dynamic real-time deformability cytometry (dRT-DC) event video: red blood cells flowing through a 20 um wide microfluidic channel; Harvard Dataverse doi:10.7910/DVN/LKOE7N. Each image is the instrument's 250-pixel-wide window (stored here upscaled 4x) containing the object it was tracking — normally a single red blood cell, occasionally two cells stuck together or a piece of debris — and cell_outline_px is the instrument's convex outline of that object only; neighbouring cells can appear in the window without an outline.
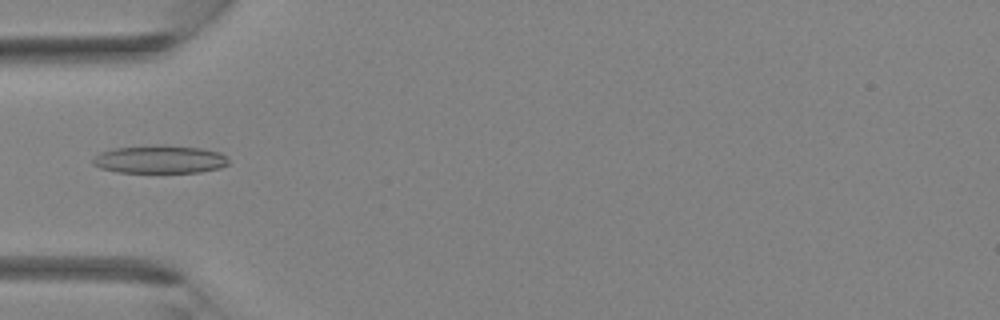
{"species": "Egyptian fruit bat (a non-hibernating species)", "species_latin": "Rousettus aegyptiacus", "temperature_condition": "room temperature", "stored_images_in_passage": 26, "camera_frame_rate_fps": 3000, "um_per_image_px": 0.085, "animal": {"sex": "female"}, "frame": {"image": 1, "passage_image": 2, "time_ms": 0.333, "image_size_px": [1000, 320], "cell_outline_px": [[228, 164], [220, 168], [200, 172], [116, 172], [100, 168], [92, 164], [92, 160], [100, 152], [116, 148], [156, 144], [164, 144], [200, 148], [220, 152], [228, 160]], "centroid_in_image_um": [13.57, 13.54], "position_along_channel_um": 71.4, "area_um2": 22.25}}
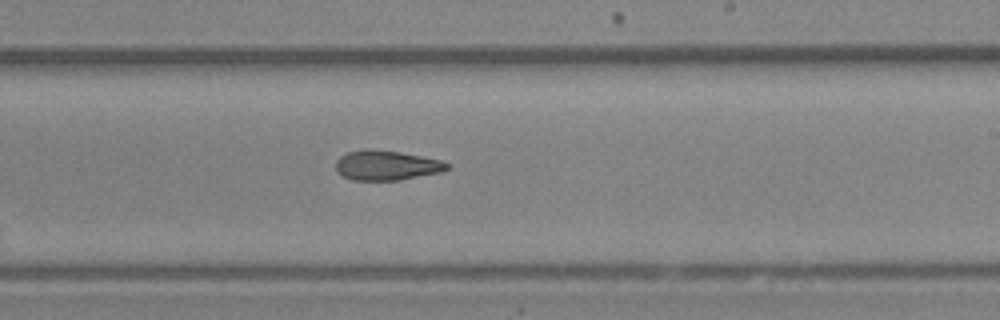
{"frame": {"image": 2, "passage_image": 12, "time_ms": 3.667, "image_size_px": [1000, 320], "cell_outline_px": [[452, 168], [440, 172], [400, 180], [352, 180], [340, 176], [336, 172], [336, 160], [340, 156], [348, 152], [364, 148], [368, 148], [400, 152], [440, 160], [452, 164]], "centroid_in_image_um": [32.84, 14.05], "position_along_channel_um": 256.2, "area_um2": 19.59}}
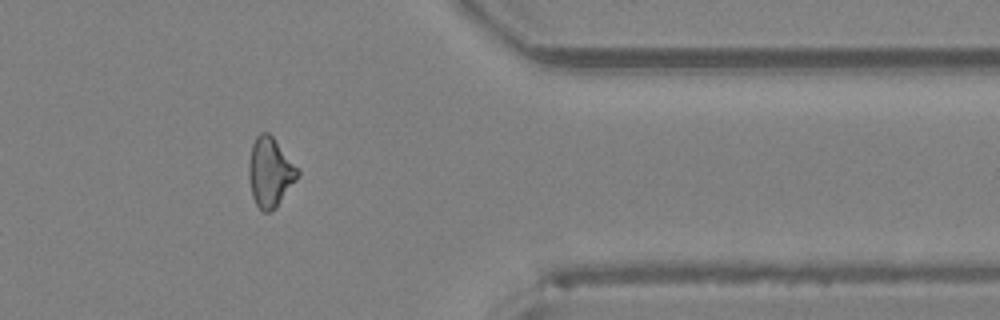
{"frame": {"image": 3, "passage_image": 20, "time_ms": 6.333, "image_size_px": [1000, 320], "cell_outline_px": [[300, 176], [276, 208], [268, 212], [264, 212], [256, 204], [252, 196], [248, 176], [248, 164], [252, 144], [256, 136], [260, 132], [268, 132], [272, 136], [300, 172]], "centroid_in_image_um": [22.95, 14.65], "position_along_channel_um": 388.5, "area_um2": 19.71}}